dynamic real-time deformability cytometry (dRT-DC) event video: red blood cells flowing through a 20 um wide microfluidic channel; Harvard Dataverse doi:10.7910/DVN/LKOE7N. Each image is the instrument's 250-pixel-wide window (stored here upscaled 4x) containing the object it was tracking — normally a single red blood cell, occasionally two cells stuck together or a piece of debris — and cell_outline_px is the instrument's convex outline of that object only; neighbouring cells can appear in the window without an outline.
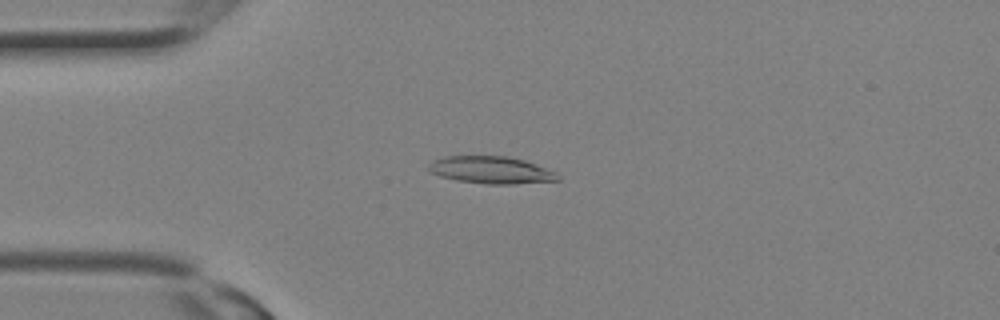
{"species": "Egyptian fruit bat (a non-hibernating species)", "species_latin": "Rousettus aegyptiacus", "temperature_condition": "room temperature", "stored_images_in_passage": 10, "camera_frame_rate_fps": 3000, "um_per_image_px": 0.085, "animal": {"sex": "female"}, "frame": {"image": 1, "passage_image": 7, "time_ms": 2.0, "image_size_px": [1000, 320], "cell_outline_px": [[560, 180], [512, 184], [488, 184], [456, 180], [440, 176], [432, 172], [428, 168], [428, 164], [432, 160], [444, 156], [508, 156], [524, 160], [556, 172], [560, 176]], "centroid_in_image_um": [41.73, 14.45], "position_along_channel_um": 43.3, "area_um2": 20.46}}
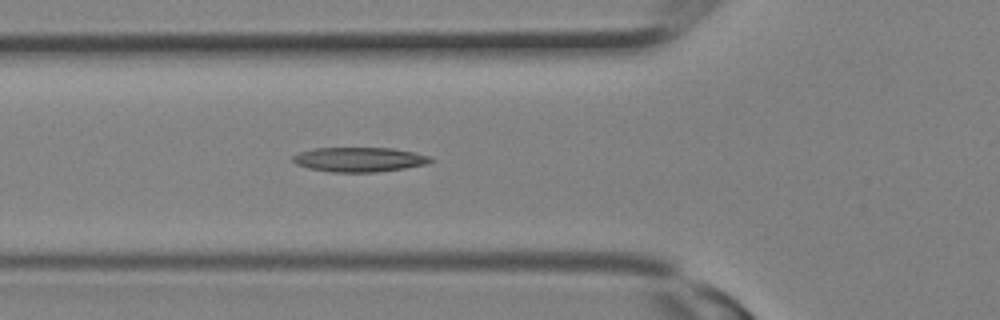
{"frame": {"image": 2, "passage_image": 10, "time_ms": 3.0, "image_size_px": [1000, 320], "cell_outline_px": [[432, 160], [428, 164], [404, 168], [376, 172], [332, 172], [308, 168], [296, 164], [292, 160], [292, 156], [300, 152], [312, 148], [392, 148], [412, 152], [428, 156]], "centroid_in_image_um": [30.5, 13.56], "position_along_channel_um": 95.3, "area_um2": 19.59}}